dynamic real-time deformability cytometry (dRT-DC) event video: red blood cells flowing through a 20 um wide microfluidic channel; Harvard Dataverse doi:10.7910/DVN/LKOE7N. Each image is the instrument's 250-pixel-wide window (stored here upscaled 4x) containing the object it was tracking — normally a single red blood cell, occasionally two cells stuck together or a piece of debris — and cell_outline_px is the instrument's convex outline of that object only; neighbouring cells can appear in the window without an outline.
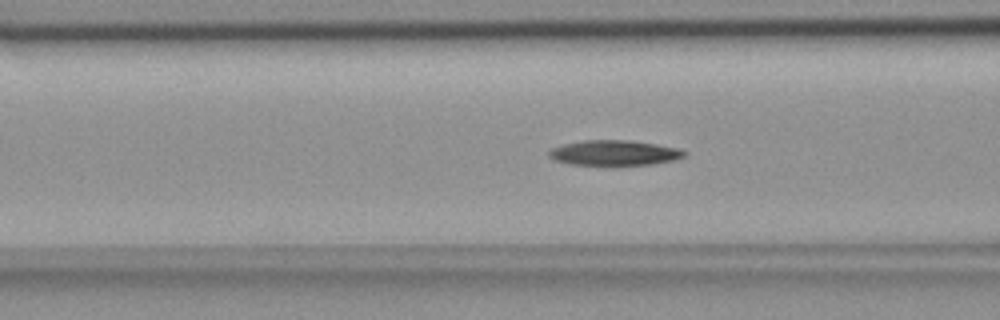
{"species": "common noctule bat (a hibernating species)", "species_latin": "Nyctalus noctula", "temperature_condition": "room temperature", "stored_images_in_passage": 56, "camera_frame_rate_fps": 3000, "um_per_image_px": 0.085, "animal": {"sex": "female", "body_mass_g": 18.4}, "frame": {"image": 1, "passage_image": 22, "time_ms": 7.0, "image_size_px": [1000, 320], "cell_outline_px": [[688, 156], [676, 160], [652, 164], [568, 164], [556, 160], [548, 156], [548, 152], [552, 148], [564, 144], [584, 140], [632, 140], [656, 144], [676, 148], [688, 152]], "centroid_in_image_um": [52.26, 12.98], "position_along_channel_um": 114.3, "area_um2": 19.71}}
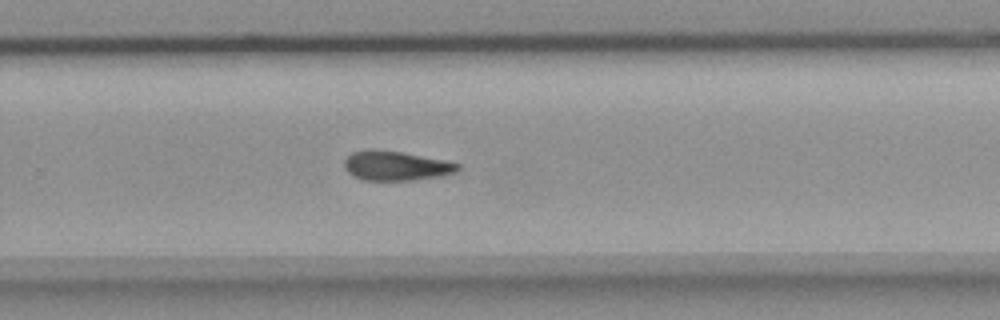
{"frame": {"image": 2, "passage_image": 37, "time_ms": 12.0, "image_size_px": [1000, 320], "cell_outline_px": [[460, 168], [456, 172], [440, 176], [412, 180], [364, 180], [352, 176], [344, 168], [344, 160], [352, 152], [400, 152], [444, 160], [460, 164]], "centroid_in_image_um": [33.68, 14.13], "position_along_channel_um": 296.1, "area_um2": 18.79}}
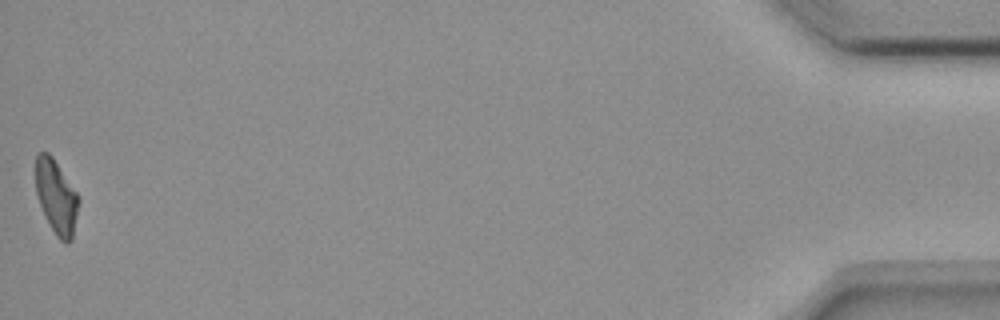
{"frame": {"image": 3, "passage_image": 56, "time_ms": 18.333, "image_size_px": [1000, 320], "cell_outline_px": [[80, 200], [72, 240], [68, 244], [64, 244], [56, 236], [44, 216], [36, 192], [36, 152], [48, 152], [52, 156], [76, 192]], "centroid_in_image_um": [4.79, 16.77], "position_along_channel_um": 430.4, "area_um2": 18.55}, "authors_computed_cell_mechanics": {"area_um2": 19.7098, "velocity_mm_per_s": 3.6425, "shape_relaxation_time_tau1_ms": 11.3956, "shape_relaxation_time_tau2_ms": null, "deformation_change_tau1": 0.2543, "deformation_change_tau2": null}}